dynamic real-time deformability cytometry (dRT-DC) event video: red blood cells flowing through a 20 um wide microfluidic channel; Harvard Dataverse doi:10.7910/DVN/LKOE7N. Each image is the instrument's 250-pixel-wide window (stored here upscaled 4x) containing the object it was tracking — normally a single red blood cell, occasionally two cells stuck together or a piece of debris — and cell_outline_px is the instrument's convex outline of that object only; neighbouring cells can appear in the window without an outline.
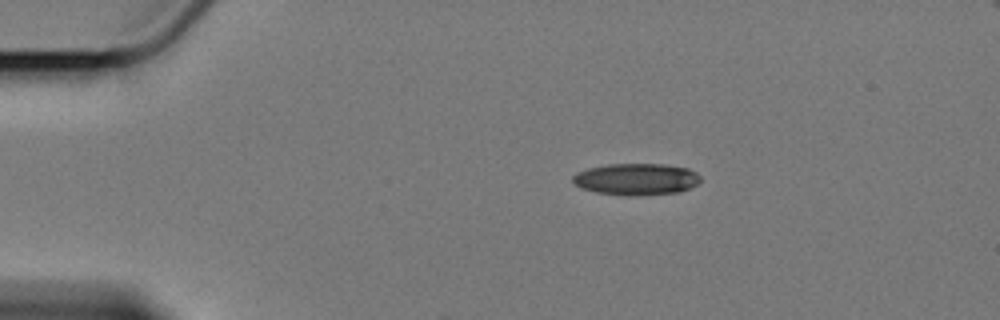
{"species": "Egyptian fruit bat (a non-hibernating species)", "species_latin": "Rousettus aegyptiacus", "temperature_condition": "cold", "stored_images_in_passage": 49, "camera_frame_rate_fps": 3000, "um_per_image_px": 0.085, "animal": {"sex": "female"}, "frame": {"image": 1, "passage_image": 1, "time_ms": 0.0, "image_size_px": [1000, 320], "cell_outline_px": [[700, 180], [696, 184], [680, 192], [628, 196], [596, 192], [580, 188], [572, 180], [572, 176], [588, 168], [608, 164], [664, 164], [688, 168], [696, 172], [700, 176]], "centroid_in_image_um": [54.09, 15.23], "position_along_channel_um": 30.9, "area_um2": 23.47}}
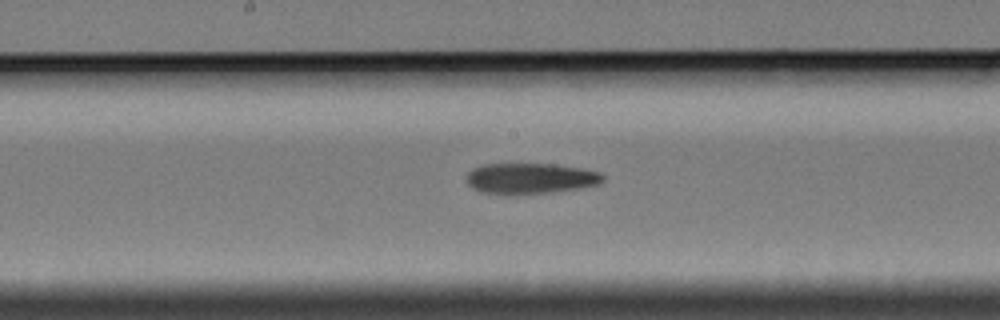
{"frame": {"image": 2, "passage_image": 21, "time_ms": 6.667, "image_size_px": [1000, 320], "cell_outline_px": [[604, 180], [600, 184], [580, 188], [544, 192], [480, 192], [472, 188], [468, 184], [468, 172], [472, 168], [484, 164], [552, 164], [584, 168], [600, 172], [604, 176]], "centroid_in_image_um": [45.13, 15.12], "position_along_channel_um": 203.1, "area_um2": 23.76}}
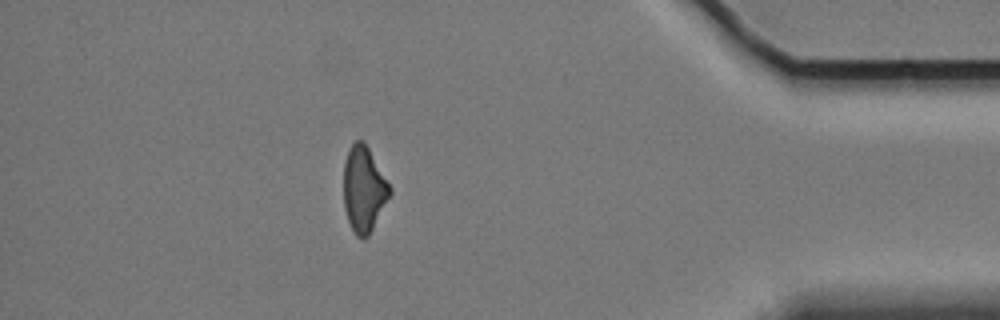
{"frame": {"image": 3, "passage_image": 42, "time_ms": 13.667, "image_size_px": [1000, 320], "cell_outline_px": [[392, 192], [368, 236], [364, 240], [360, 240], [352, 232], [344, 208], [344, 160], [348, 148], [356, 140], [364, 140], [392, 188]], "centroid_in_image_um": [30.91, 16.08], "position_along_channel_um": 404.3, "area_um2": 23.24}}